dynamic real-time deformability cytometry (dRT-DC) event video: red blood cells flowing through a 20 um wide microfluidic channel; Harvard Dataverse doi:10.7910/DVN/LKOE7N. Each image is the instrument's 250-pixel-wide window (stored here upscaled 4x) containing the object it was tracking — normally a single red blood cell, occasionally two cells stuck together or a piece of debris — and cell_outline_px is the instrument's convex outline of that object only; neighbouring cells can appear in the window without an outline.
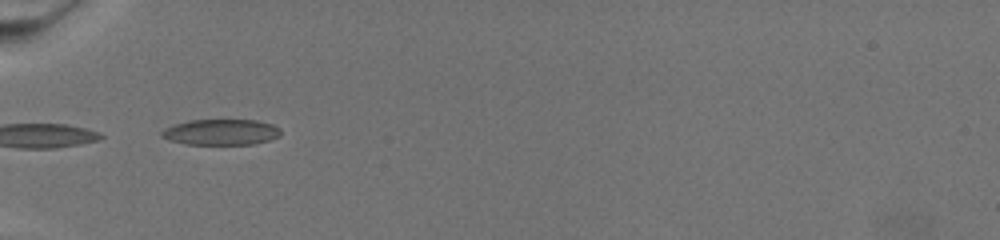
{"species": "common noctule bat (a hibernating species)", "species_latin": "Nyctalus noctula", "temperature_condition": "warm", "stored_images_in_passage": 6, "camera_frame_rate_fps": 3000, "um_per_image_px": 0.085, "animal": {"sex": "female", "body_mass_g": 19.5, "forearm_length_mm": 54.1}, "frame": {"image": 1, "passage_image": 1, "time_ms": 0.0, "image_size_px": [1000, 240], "cell_outline_px": [[280, 136], [268, 140], [252, 144], [184, 144], [160, 136], [160, 132], [164, 128], [176, 124], [192, 120], [256, 120], [272, 124], [280, 128]], "centroid_in_image_um": [18.79, 11.23], "position_along_channel_um": 66.2, "area_um2": 17.74}}